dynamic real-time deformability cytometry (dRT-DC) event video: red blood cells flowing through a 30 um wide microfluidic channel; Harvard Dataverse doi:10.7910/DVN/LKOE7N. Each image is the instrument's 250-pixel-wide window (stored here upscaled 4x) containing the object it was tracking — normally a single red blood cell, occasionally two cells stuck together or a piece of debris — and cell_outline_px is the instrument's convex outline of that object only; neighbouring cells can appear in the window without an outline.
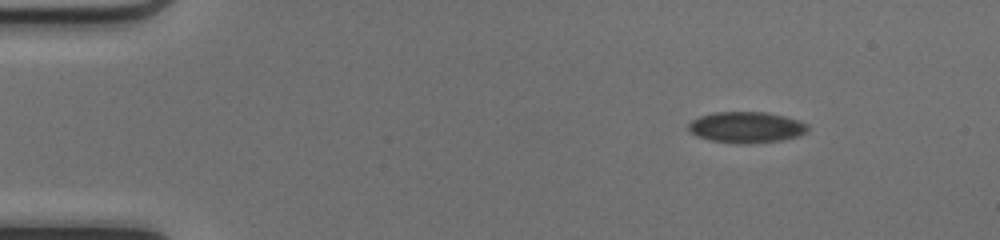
{"species": "common noctule bat (a hibernating species)", "species_latin": "Nyctalus noctula", "temperature_condition": "cold", "stored_images_in_passage": 53, "camera_frame_rate_fps": 3000, "um_per_image_px": 0.085, "animal": {"sex": "female", "body_mass_g": 17.0, "forearm_length_mm": 48.0}, "frame": {"image": 1, "passage_image": 7, "time_ms": 2.0, "image_size_px": [1000, 240], "cell_outline_px": [[808, 128], [804, 132], [796, 136], [780, 140], [744, 144], [712, 140], [696, 136], [688, 128], [688, 124], [692, 120], [700, 116], [716, 112], [764, 112], [784, 116], [808, 124]], "centroid_in_image_um": [63.41, 10.81], "position_along_channel_um": 21.6, "area_um2": 21.15}}
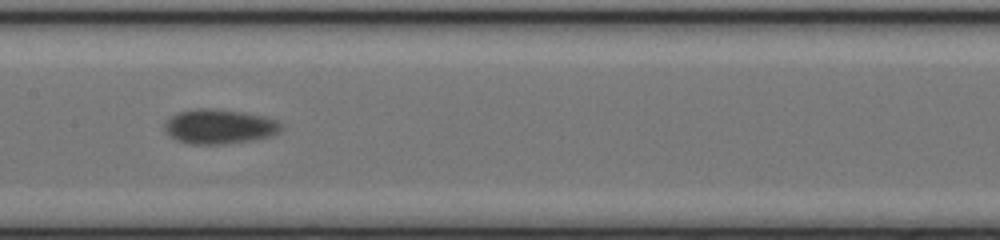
{"frame": {"image": 2, "passage_image": 27, "time_ms": 8.667, "image_size_px": [1000, 240], "cell_outline_px": [[284, 128], [268, 136], [248, 140], [224, 144], [192, 144], [176, 140], [164, 128], [164, 124], [172, 116], [180, 112], [196, 108], [212, 108], [244, 112], [264, 116], [276, 120]], "centroid_in_image_um": [18.63, 10.74], "position_along_channel_um": 188.8, "area_um2": 23.12}}
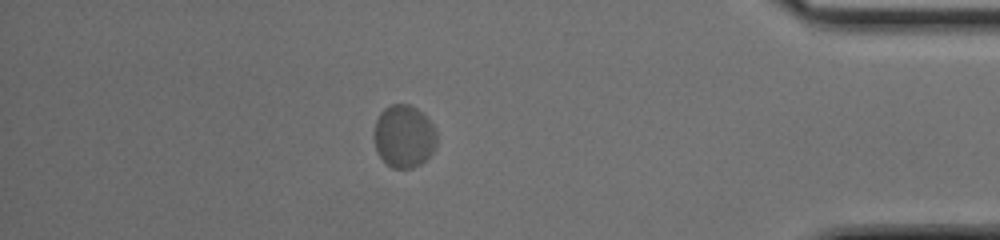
{"frame": {"image": 3, "passage_image": 46, "time_ms": 15.0, "image_size_px": [1000, 240], "cell_outline_px": [[436, 148], [420, 164], [412, 168], [392, 168], [376, 152], [376, 120], [380, 112], [388, 104], [408, 104], [416, 108], [432, 124], [436, 132]], "centroid_in_image_um": [34.34, 11.58], "position_along_channel_um": 400.9, "area_um2": 22.54}, "authors_computed_cell_mechanics": {"area_um2": 22.0218, "velocity_mm_per_s": 3.9621, "shape_relaxation_time_tau1_ms": 0.9125, "shape_relaxation_time_tau2_ms": null, "deformation_change_tau1": 0.0548, "deformation_change_tau2": null}}